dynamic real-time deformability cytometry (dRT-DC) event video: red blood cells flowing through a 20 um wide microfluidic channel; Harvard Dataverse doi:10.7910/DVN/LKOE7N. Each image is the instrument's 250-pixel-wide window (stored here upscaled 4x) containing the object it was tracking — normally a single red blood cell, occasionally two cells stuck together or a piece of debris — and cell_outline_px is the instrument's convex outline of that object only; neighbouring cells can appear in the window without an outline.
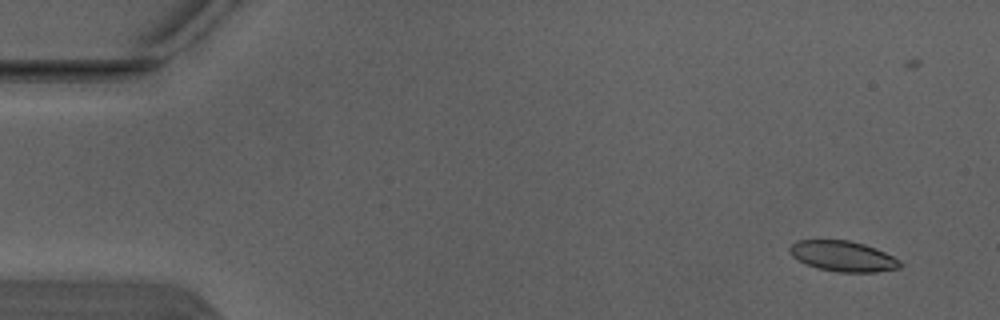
{"species": "Egyptian fruit bat (a non-hibernating species)", "species_latin": "Rousettus aegyptiacus", "temperature_condition": "warm", "stored_images_in_passage": 5, "camera_frame_rate_fps": 3000, "um_per_image_px": 0.085, "animal": {"sex": "male"}, "frame": {"image": 1, "passage_image": 1, "time_ms": 0.0, "image_size_px": [1000, 320], "cell_outline_px": [[904, 264], [900, 268], [876, 272], [836, 272], [816, 268], [792, 256], [788, 252], [788, 248], [796, 240], [848, 240], [864, 244], [876, 248], [900, 260]], "centroid_in_image_um": [71.66, 21.78], "position_along_channel_um": 13.3, "area_um2": 19.71}}
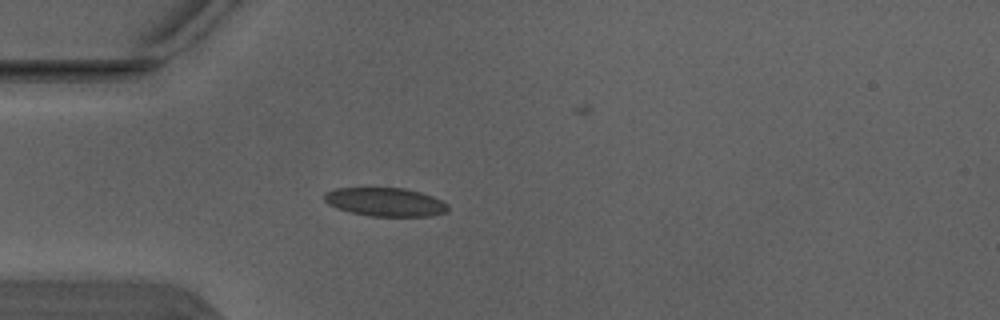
{"frame": {"image": 2, "passage_image": 4, "time_ms": 1.0, "image_size_px": [1000, 320], "cell_outline_px": [[448, 212], [432, 216], [368, 216], [336, 208], [328, 204], [324, 200], [324, 192], [336, 188], [404, 188], [420, 192], [432, 196], [448, 204]], "centroid_in_image_um": [32.75, 17.17], "position_along_channel_um": 52.3, "area_um2": 20.63}}